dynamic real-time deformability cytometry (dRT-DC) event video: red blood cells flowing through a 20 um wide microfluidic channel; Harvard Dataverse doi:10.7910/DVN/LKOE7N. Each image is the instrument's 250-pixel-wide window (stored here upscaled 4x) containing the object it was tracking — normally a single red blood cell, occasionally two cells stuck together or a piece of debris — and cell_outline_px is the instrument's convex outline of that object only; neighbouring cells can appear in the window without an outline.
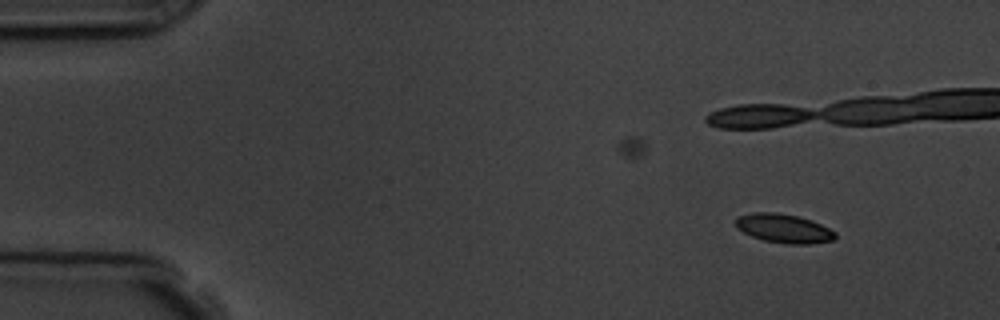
{"species": "common noctule bat (a hibernating species)", "species_latin": "Nyctalus noctula", "temperature_condition": "room temperature", "stored_images_in_passage": 6, "camera_frame_rate_fps": 3000, "um_per_image_px": 0.085, "animal": {"sex": "male", "body_mass_g": 19.5, "forearm_length_mm": 54.6}, "frame": {"image": 1, "passage_image": 1, "time_ms": 0.0, "image_size_px": [1000, 320], "cell_outline_px": [[836, 236], [832, 240], [808, 244], [784, 244], [764, 240], [752, 236], [736, 228], [736, 216], [756, 212], [776, 212], [796, 216], [812, 220], [836, 232]], "centroid_in_image_um": [66.6, 19.41], "position_along_channel_um": 18.4, "area_um2": 16.7}}